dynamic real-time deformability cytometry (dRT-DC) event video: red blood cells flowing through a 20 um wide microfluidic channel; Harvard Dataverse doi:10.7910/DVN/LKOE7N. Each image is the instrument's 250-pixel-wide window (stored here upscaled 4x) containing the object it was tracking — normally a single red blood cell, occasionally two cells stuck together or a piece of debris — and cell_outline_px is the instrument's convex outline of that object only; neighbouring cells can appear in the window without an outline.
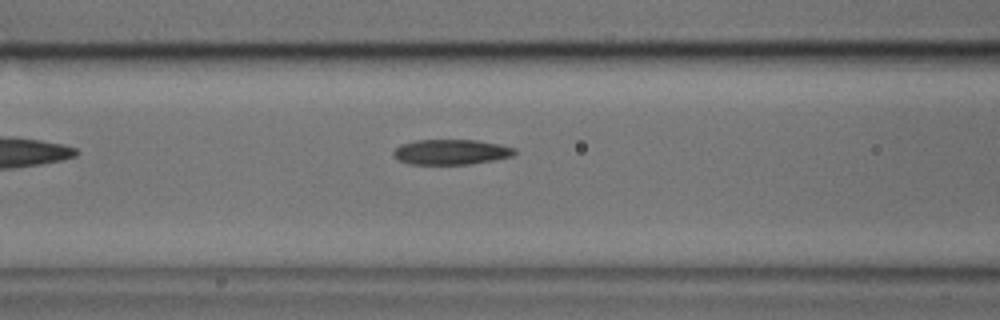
{"species": "common noctule bat (a hibernating species)", "species_latin": "Nyctalus noctula", "temperature_condition": "cold", "stored_images_in_passage": 33, "camera_frame_rate_fps": 3000, "um_per_image_px": 0.085, "animal": {"sex": "male", "body_mass_g": 17.9, "forearm_length_mm": 54.2}, "frame": {"image": 1, "passage_image": 5, "time_ms": 1.333, "image_size_px": [1000, 320], "cell_outline_px": [[516, 152], [512, 156], [492, 160], [468, 164], [408, 164], [392, 156], [392, 152], [400, 144], [416, 140], [476, 140], [500, 144], [516, 148]], "centroid_in_image_um": [38.32, 12.91], "position_along_channel_um": 128.3, "area_um2": 17.8}}
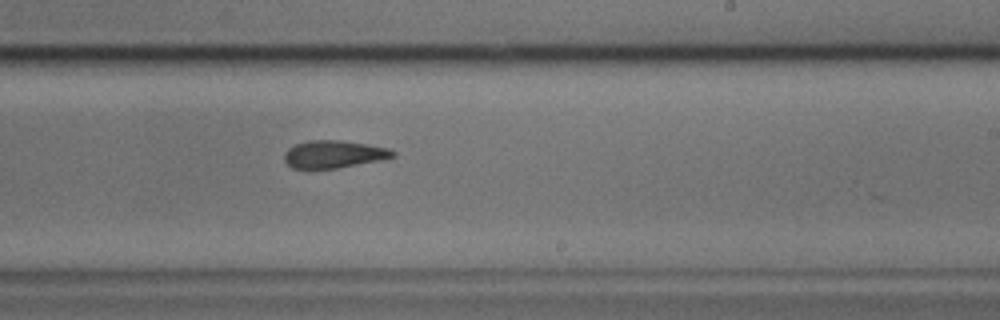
{"frame": {"image": 2, "passage_image": 15, "time_ms": 4.667, "image_size_px": [1000, 320], "cell_outline_px": [[396, 156], [380, 160], [336, 168], [292, 168], [284, 160], [284, 152], [288, 148], [296, 144], [308, 140], [340, 140], [368, 144], [388, 148], [396, 152]], "centroid_in_image_um": [28.37, 13.09], "position_along_channel_um": 260.6, "area_um2": 17.34}}
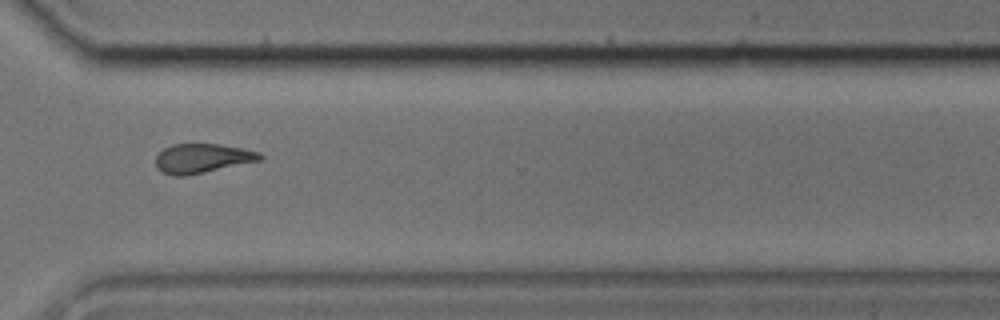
{"frame": {"image": 3, "passage_image": 22, "time_ms": 7.0, "image_size_px": [1000, 320], "cell_outline_px": [[264, 156], [260, 160], [204, 172], [184, 176], [172, 176], [160, 172], [156, 168], [156, 156], [164, 148], [172, 144], [220, 144], [260, 152]], "centroid_in_image_um": [17.15, 13.46], "position_along_channel_um": 353.5, "area_um2": 17.74}}